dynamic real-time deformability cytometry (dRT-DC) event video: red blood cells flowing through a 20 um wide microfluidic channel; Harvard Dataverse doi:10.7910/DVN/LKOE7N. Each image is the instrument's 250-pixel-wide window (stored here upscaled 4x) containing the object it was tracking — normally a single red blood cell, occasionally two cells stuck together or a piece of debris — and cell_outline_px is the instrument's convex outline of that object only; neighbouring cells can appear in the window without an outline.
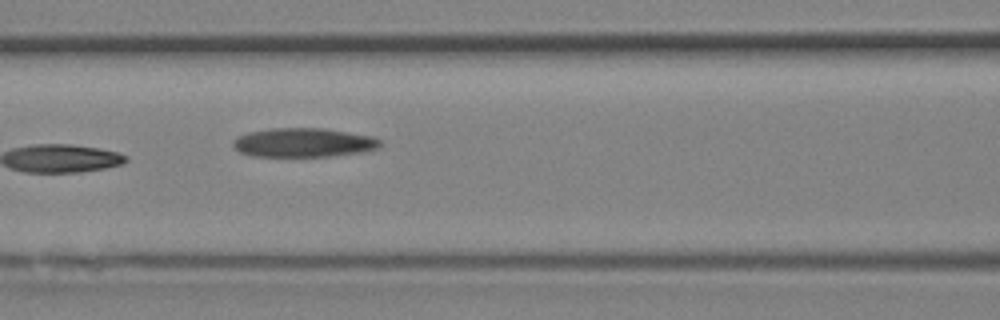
{"species": "Egyptian fruit bat (a non-hibernating species)", "species_latin": "Rousettus aegyptiacus", "temperature_condition": "room temperature", "stored_images_in_passage": 11, "camera_frame_rate_fps": 3000, "um_per_image_px": 0.085, "animal": {"sex": "female"}, "frame": {"image": 1, "passage_image": 11, "time_ms": 3.333, "image_size_px": [1000, 320], "cell_outline_px": [[380, 148], [364, 152], [332, 156], [252, 156], [240, 152], [232, 144], [232, 140], [236, 136], [248, 132], [272, 128], [324, 128], [372, 136], [380, 140]], "centroid_in_image_um": [25.8, 12.12], "position_along_channel_um": 140.8, "area_um2": 25.03}}